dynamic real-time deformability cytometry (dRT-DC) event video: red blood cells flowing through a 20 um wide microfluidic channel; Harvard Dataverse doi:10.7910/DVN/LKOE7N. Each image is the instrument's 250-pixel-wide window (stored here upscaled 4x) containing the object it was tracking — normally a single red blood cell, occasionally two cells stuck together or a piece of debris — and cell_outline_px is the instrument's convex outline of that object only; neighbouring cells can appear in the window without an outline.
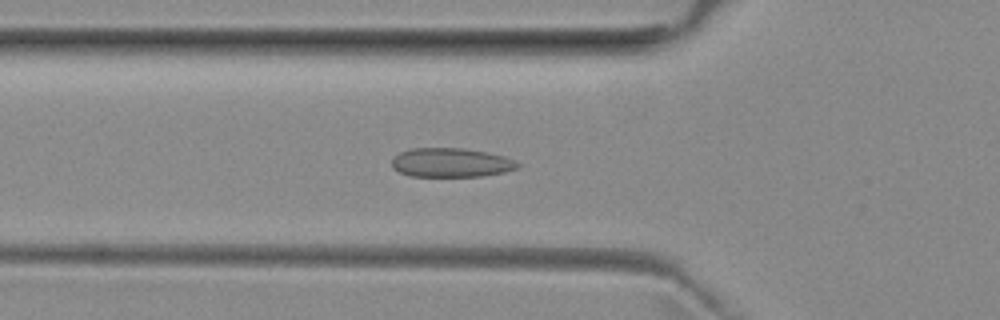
{"species": "common noctule bat (a hibernating species)", "species_latin": "Nyctalus noctula", "temperature_condition": "room temperature", "stored_images_in_passage": 42, "camera_frame_rate_fps": 3000, "um_per_image_px": 0.085, "animal": {"sex": "female", "body_mass_g": 29.2, "forearm_length_mm": 56.3}, "frame": {"image": 1, "passage_image": 12, "time_ms": 3.667, "image_size_px": [1000, 320], "cell_outline_px": [[520, 168], [504, 172], [484, 176], [412, 176], [400, 172], [392, 168], [392, 156], [400, 152], [412, 148], [464, 148], [488, 152], [504, 156], [516, 160], [520, 164]], "centroid_in_image_um": [38.36, 13.81], "position_along_channel_um": 87.4, "area_um2": 21.56}}
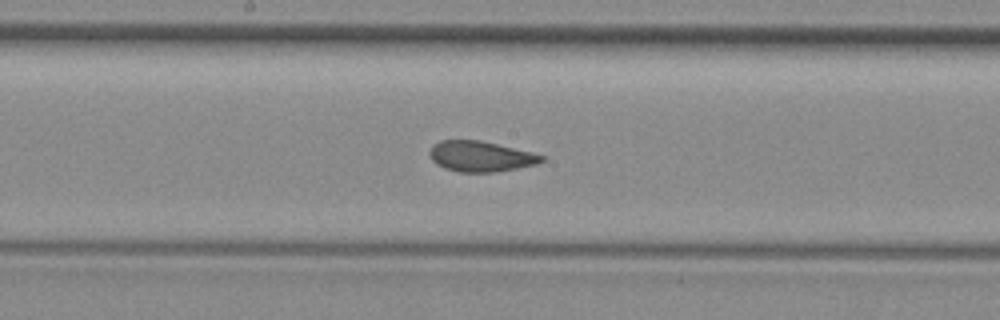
{"frame": {"image": 2, "passage_image": 21, "time_ms": 6.667, "image_size_px": [1000, 320], "cell_outline_px": [[548, 156], [544, 160], [536, 164], [496, 172], [460, 172], [444, 168], [436, 164], [432, 160], [428, 152], [432, 144], [440, 140], [480, 140], [532, 152]], "centroid_in_image_um": [40.84, 13.29], "position_along_channel_um": 207.4, "area_um2": 20.06}}
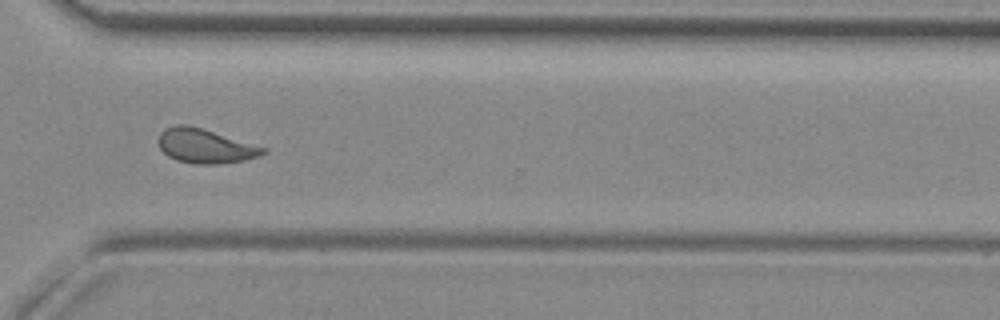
{"frame": {"image": 3, "passage_image": 32, "time_ms": 10.333, "image_size_px": [1000, 320], "cell_outline_px": [[268, 152], [260, 156], [244, 160], [216, 164], [192, 164], [176, 160], [168, 156], [160, 148], [156, 140], [160, 132], [164, 128], [176, 124], [188, 124], [268, 148]], "centroid_in_image_um": [17.42, 12.4], "position_along_channel_um": 353.2, "area_um2": 21.21}}